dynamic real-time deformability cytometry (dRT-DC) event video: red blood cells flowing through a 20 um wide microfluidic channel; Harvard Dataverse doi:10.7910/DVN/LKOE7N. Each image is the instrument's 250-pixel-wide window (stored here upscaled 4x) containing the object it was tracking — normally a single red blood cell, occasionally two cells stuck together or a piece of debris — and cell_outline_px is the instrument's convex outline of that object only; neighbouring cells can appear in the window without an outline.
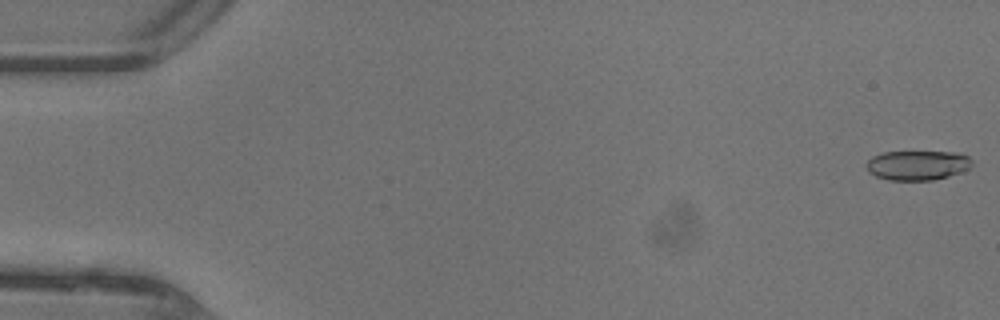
{"species": "common noctule bat (a hibernating species)", "species_latin": "Nyctalus noctula", "temperature_condition": "warm", "stored_images_in_passage": 47, "camera_frame_rate_fps": 3000, "um_per_image_px": 0.085, "animal": {"sex": "female"}, "frame": {"image": 1, "passage_image": 1, "time_ms": 0.0, "image_size_px": [1000, 320], "cell_outline_px": [[972, 164], [968, 168], [960, 172], [948, 176], [932, 180], [888, 180], [876, 176], [868, 172], [868, 160], [872, 156], [884, 152], [952, 152], [968, 156], [972, 160]], "centroid_in_image_um": [77.98, 14.05], "position_along_channel_um": 7.0, "area_um2": 18.03}}
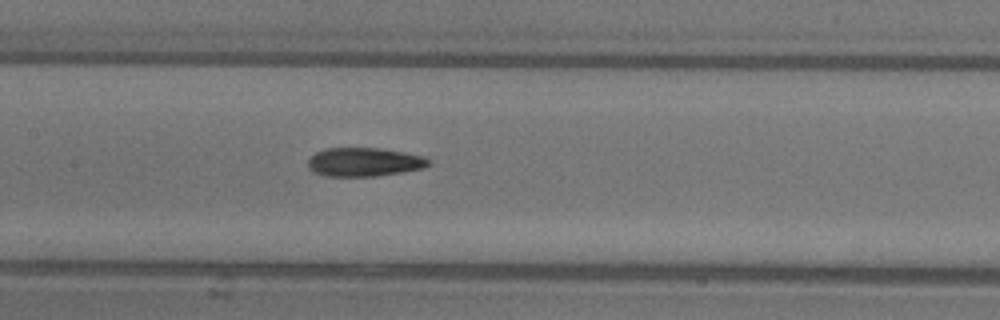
{"frame": {"image": 2, "passage_image": 23, "time_ms": 7.333, "image_size_px": [1000, 320], "cell_outline_px": [[432, 164], [424, 168], [404, 172], [376, 176], [324, 176], [312, 172], [308, 168], [308, 160], [316, 152], [324, 148], [380, 148], [428, 156], [432, 160]], "centroid_in_image_um": [31.02, 13.77], "position_along_channel_um": 176.4, "area_um2": 20.63}}
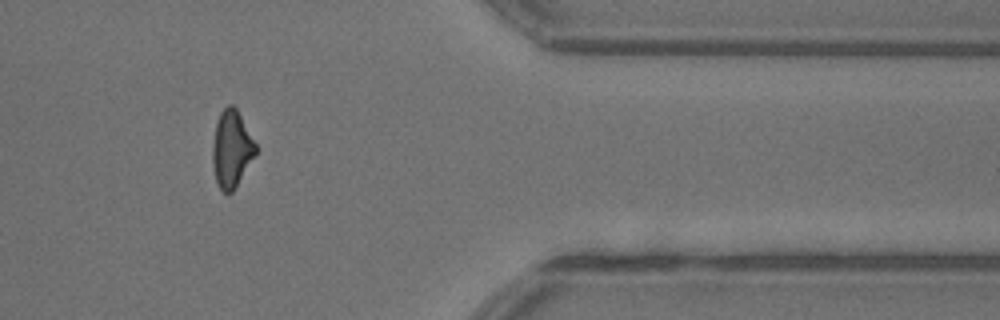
{"frame": {"image": 3, "passage_image": 39, "time_ms": 12.667, "image_size_px": [1000, 320], "cell_outline_px": [[256, 156], [236, 188], [232, 192], [224, 192], [220, 188], [216, 180], [212, 164], [212, 144], [216, 124], [220, 112], [228, 104], [232, 104], [236, 108], [256, 144]], "centroid_in_image_um": [19.69, 12.68], "position_along_channel_um": 391.7, "area_um2": 19.42}, "authors_computed_cell_mechanics": {"area_um2": 19.5942, "velocity_mm_per_s": 4.4788, "shape_relaxation_time_tau1_ms": 5.4645, "shape_relaxation_time_tau2_ms": 2.3522, "deformation_change_tau1": 0.1852, "deformation_change_tau2": 0.1103}}